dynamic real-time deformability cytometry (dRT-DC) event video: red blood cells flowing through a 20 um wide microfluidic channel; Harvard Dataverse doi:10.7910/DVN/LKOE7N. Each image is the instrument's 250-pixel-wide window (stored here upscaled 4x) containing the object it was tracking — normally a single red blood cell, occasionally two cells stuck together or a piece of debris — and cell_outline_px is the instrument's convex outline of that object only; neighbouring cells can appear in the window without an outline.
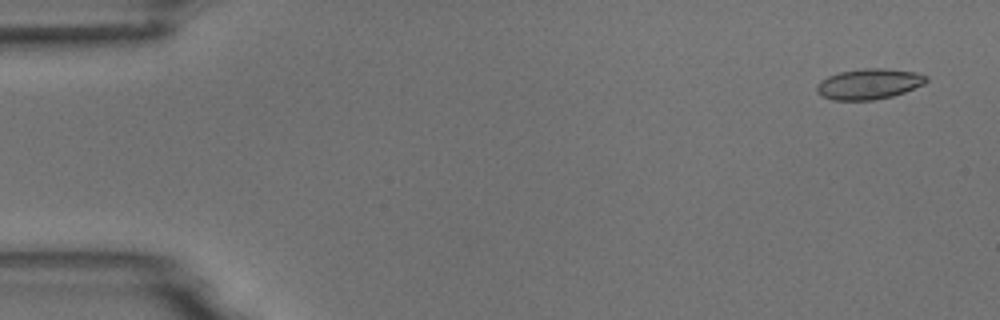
{"species": "common noctule bat (a hibernating species)", "species_latin": "Nyctalus noctula", "temperature_condition": "room temperature", "stored_images_in_passage": 7, "camera_frame_rate_fps": 3000, "um_per_image_px": 0.085, "animal": {"sex": "male", "body_mass_g": 18.8}, "frame": {"image": 1, "passage_image": 1, "time_ms": 0.0, "image_size_px": [1000, 320], "cell_outline_px": [[928, 80], [924, 84], [904, 92], [892, 96], [872, 100], [832, 100], [820, 96], [816, 92], [816, 84], [820, 80], [828, 76], [840, 72], [860, 68], [884, 68], [916, 72], [928, 76]], "centroid_in_image_um": [73.83, 7.13], "position_along_channel_um": 11.2, "area_um2": 19.71}}
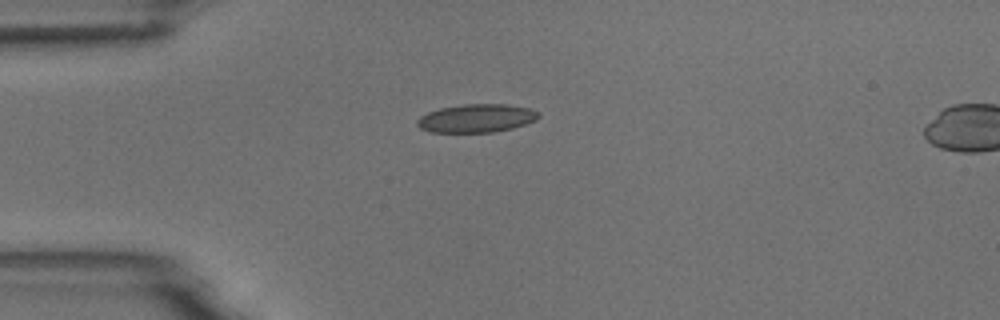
{"frame": {"image": 2, "passage_image": 4, "time_ms": 3.667, "image_size_px": [1000, 320], "cell_outline_px": [[540, 116], [536, 120], [512, 128], [492, 132], [432, 132], [420, 128], [416, 124], [416, 120], [420, 116], [428, 112], [440, 108], [464, 104], [504, 104], [528, 108], [540, 112]], "centroid_in_image_um": [40.49, 10.05], "position_along_channel_um": 44.5, "area_um2": 19.94}}